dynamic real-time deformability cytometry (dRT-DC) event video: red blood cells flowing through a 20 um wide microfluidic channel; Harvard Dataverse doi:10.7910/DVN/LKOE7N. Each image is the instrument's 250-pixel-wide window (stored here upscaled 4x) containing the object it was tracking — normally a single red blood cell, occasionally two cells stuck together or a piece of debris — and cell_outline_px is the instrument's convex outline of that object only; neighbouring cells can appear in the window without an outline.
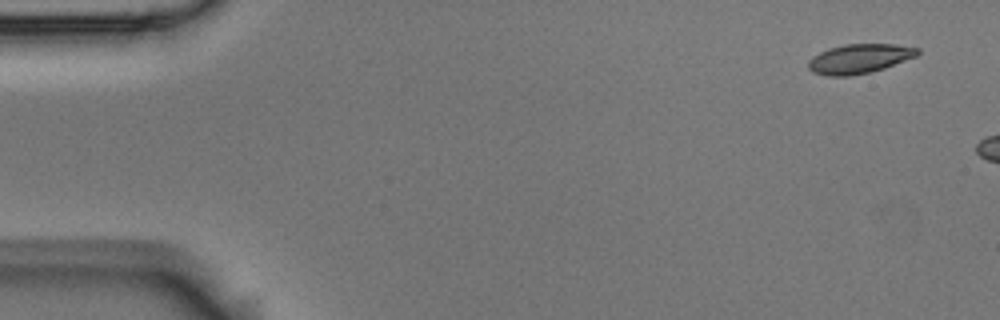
{"species": "Egyptian fruit bat (a non-hibernating species)", "species_latin": "Rousettus aegyptiacus", "temperature_condition": "room temperature", "stored_images_in_passage": 3, "camera_frame_rate_fps": 3000, "um_per_image_px": 0.085, "animal": {"sex": "male"}, "frame": {"image": 1, "passage_image": 1, "time_ms": 0.0, "image_size_px": [1000, 320], "cell_outline_px": [[920, 52], [916, 56], [884, 68], [868, 72], [848, 76], [828, 76], [812, 72], [808, 68], [808, 60], [812, 56], [828, 48], [844, 44], [896, 44], [920, 48]], "centroid_in_image_um": [73.02, 4.98], "position_along_channel_um": 12.0, "area_um2": 18.73}}